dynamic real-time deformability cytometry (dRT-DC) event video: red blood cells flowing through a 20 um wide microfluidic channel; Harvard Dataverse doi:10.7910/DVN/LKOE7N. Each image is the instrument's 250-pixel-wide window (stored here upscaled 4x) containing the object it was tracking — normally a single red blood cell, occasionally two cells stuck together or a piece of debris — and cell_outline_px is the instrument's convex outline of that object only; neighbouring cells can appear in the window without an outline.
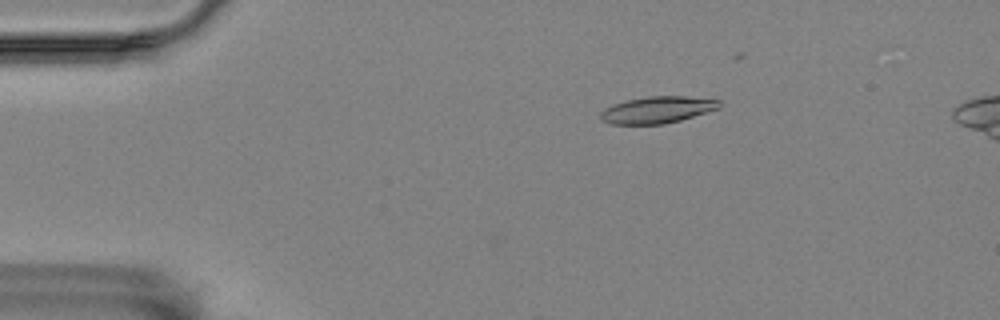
{"species": "Egyptian fruit bat (a non-hibernating species)", "species_latin": "Rousettus aegyptiacus", "temperature_condition": "room temperature", "stored_images_in_passage": 10, "camera_frame_rate_fps": 3000, "um_per_image_px": 0.085, "animal": {"sex": "female"}, "frame": {"image": 1, "passage_image": 7, "time_ms": 2.0, "image_size_px": [1000, 320], "cell_outline_px": [[720, 108], [680, 120], [664, 124], [608, 124], [600, 120], [600, 112], [612, 104], [628, 100], [648, 96], [688, 96], [720, 100]], "centroid_in_image_um": [55.85, 9.33], "position_along_channel_um": 29.1, "area_um2": 18.55}}